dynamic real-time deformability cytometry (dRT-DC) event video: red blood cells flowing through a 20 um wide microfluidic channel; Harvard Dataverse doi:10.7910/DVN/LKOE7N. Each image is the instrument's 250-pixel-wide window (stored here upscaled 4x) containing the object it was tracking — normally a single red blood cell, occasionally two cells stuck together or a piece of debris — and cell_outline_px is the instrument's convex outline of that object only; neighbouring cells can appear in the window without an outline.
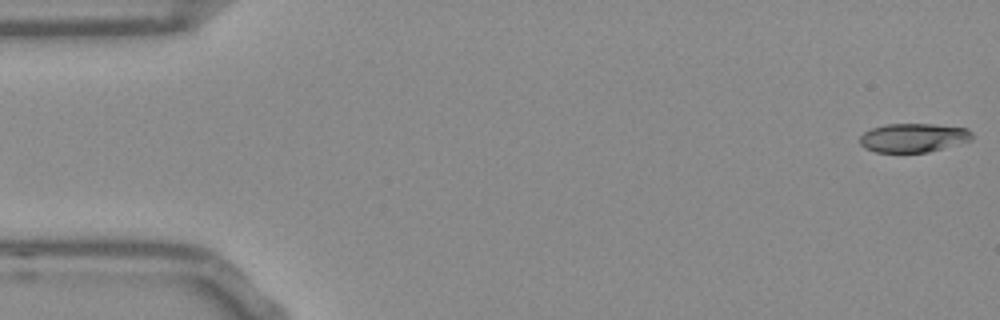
{"species": "Egyptian fruit bat (a non-hibernating species)", "species_latin": "Rousettus aegyptiacus", "temperature_condition": "room temperature", "stored_images_in_passage": 12, "camera_frame_rate_fps": 3000, "um_per_image_px": 0.085, "frame": {"image": 1, "passage_image": 1, "time_ms": 0.0, "image_size_px": [1000, 320], "cell_outline_px": [[972, 140], [928, 152], [876, 152], [864, 148], [860, 144], [860, 136], [864, 132], [872, 128], [884, 124], [932, 124], [968, 128], [972, 132]], "centroid_in_image_um": [77.63, 11.7], "position_along_channel_um": 7.4, "area_um2": 18.9}}